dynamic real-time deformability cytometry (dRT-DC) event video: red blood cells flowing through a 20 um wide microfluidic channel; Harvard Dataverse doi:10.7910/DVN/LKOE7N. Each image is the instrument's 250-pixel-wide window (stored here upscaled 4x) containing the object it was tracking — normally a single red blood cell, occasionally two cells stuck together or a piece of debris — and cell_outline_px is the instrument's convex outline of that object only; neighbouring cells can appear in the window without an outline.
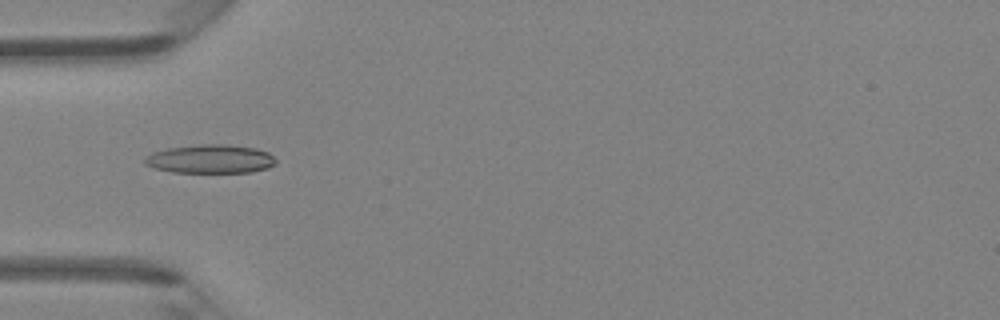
{"species": "Egyptian fruit bat (a non-hibernating species)", "species_latin": "Rousettus aegyptiacus", "temperature_condition": "room temperature", "stored_images_in_passage": 47, "camera_frame_rate_fps": 3000, "um_per_image_px": 0.085, "animal": {"sex": "female"}, "frame": {"image": 1, "passage_image": 15, "time_ms": 4.667, "image_size_px": [1000, 320], "cell_outline_px": [[276, 164], [268, 168], [252, 172], [172, 172], [152, 168], [144, 164], [144, 156], [152, 152], [168, 148], [200, 144], [228, 144], [256, 148], [268, 152], [276, 160]], "centroid_in_image_um": [17.86, 13.51], "position_along_channel_um": 67.1, "area_um2": 22.14}}
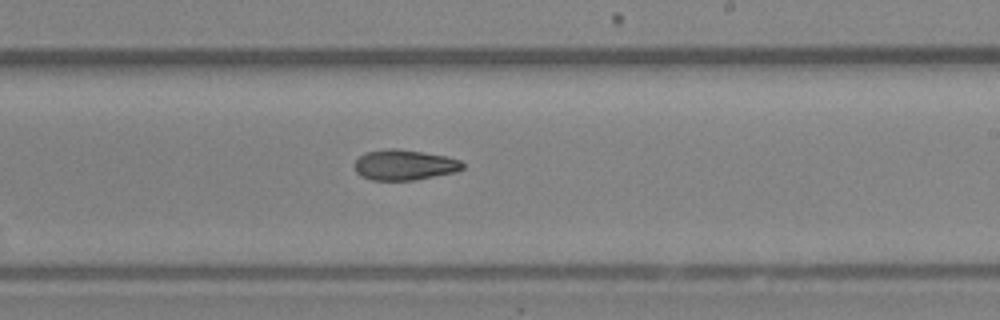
{"frame": {"image": 2, "passage_image": 28, "time_ms": 9.0, "image_size_px": [1000, 320], "cell_outline_px": [[464, 168], [456, 172], [412, 180], [372, 180], [360, 176], [356, 172], [356, 160], [364, 152], [388, 148], [396, 148], [444, 156], [460, 160], [464, 164]], "centroid_in_image_um": [34.36, 14.02], "position_along_channel_um": 254.6, "area_um2": 19.02}}
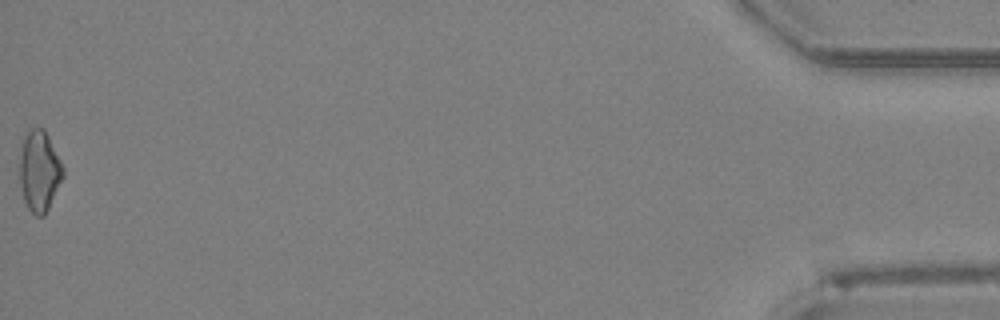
{"frame": {"image": 3, "passage_image": 47, "time_ms": 15.333, "image_size_px": [1000, 320], "cell_outline_px": [[64, 176], [44, 216], [36, 216], [28, 208], [24, 200], [20, 184], [20, 140], [32, 128], [44, 128], [64, 168]], "centroid_in_image_um": [3.33, 14.52], "position_along_channel_um": 431.9, "area_um2": 20.4}, "authors_computed_cell_mechanics": {"area_um2": 19.7676, "velocity_mm_per_s": 4.3444, "shape_relaxation_time_tau1_ms": 3.378, "shape_relaxation_time_tau2_ms": null, "deformation_change_tau1": 0.1419, "deformation_change_tau2": null}}